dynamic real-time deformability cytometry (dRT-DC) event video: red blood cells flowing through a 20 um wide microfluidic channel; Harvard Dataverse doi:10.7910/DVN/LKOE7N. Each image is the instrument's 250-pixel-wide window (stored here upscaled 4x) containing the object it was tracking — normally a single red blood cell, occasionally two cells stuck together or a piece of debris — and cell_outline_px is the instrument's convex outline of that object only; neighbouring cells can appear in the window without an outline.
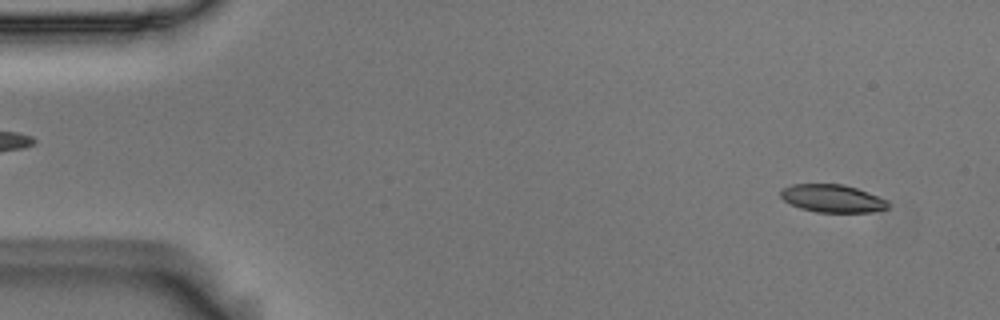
{"species": "Egyptian fruit bat (a non-hibernating species)", "species_latin": "Rousettus aegyptiacus", "temperature_condition": "room temperature", "stored_images_in_passage": 5, "camera_frame_rate_fps": 3000, "um_per_image_px": 0.085, "animal": {"sex": "male"}, "frame": {"image": 1, "passage_image": 1, "time_ms": 0.0, "image_size_px": [1000, 320], "cell_outline_px": [[888, 208], [868, 212], [816, 212], [800, 208], [784, 200], [780, 196], [780, 192], [784, 188], [792, 184], [844, 184], [868, 192], [888, 200]], "centroid_in_image_um": [70.75, 16.86], "position_along_channel_um": 14.2, "area_um2": 17.28}}
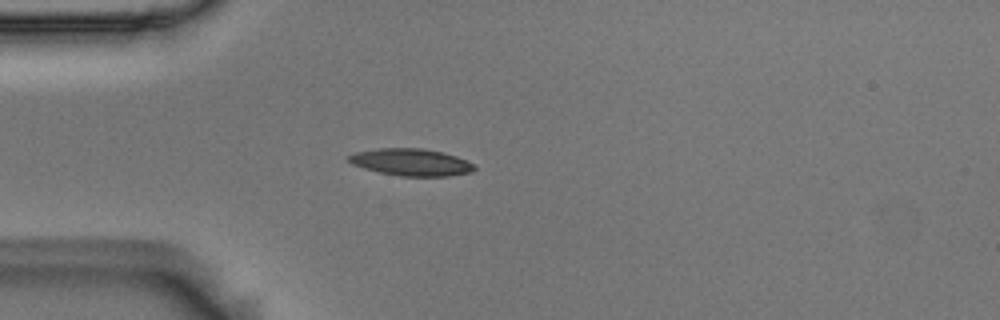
{"frame": {"image": 2, "passage_image": 4, "time_ms": 1.0, "image_size_px": [1000, 320], "cell_outline_px": [[476, 168], [472, 172], [448, 176], [400, 176], [380, 172], [364, 168], [352, 164], [344, 156], [356, 152], [376, 148], [424, 148], [444, 152], [456, 156], [472, 164]], "centroid_in_image_um": [34.91, 13.78], "position_along_channel_um": 50.1, "area_um2": 19.88}}